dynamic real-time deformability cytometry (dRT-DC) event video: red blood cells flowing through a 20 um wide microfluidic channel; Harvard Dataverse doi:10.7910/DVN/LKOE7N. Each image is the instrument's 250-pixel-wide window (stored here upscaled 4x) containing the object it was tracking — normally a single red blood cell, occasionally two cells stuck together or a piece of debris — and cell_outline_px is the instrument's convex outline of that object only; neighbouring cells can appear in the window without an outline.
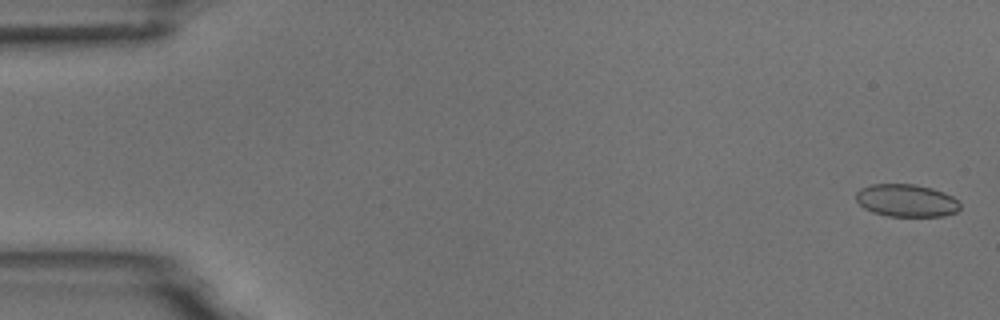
{"species": "common noctule bat (a hibernating species)", "species_latin": "Nyctalus noctula", "temperature_condition": "room temperature", "stored_images_in_passage": 55, "camera_frame_rate_fps": 3000, "um_per_image_px": 0.085, "animal": {"sex": "male", "body_mass_g": 18.8}, "frame": {"image": 1, "passage_image": 2, "time_ms": 0.333, "image_size_px": [1000, 320], "cell_outline_px": [[960, 208], [956, 212], [944, 216], [888, 216], [872, 212], [864, 208], [856, 200], [856, 192], [860, 188], [872, 184], [912, 184], [932, 188], [944, 192], [952, 196], [960, 204]], "centroid_in_image_um": [77.03, 17.04], "position_along_channel_um": 8.0, "area_um2": 19.77}}
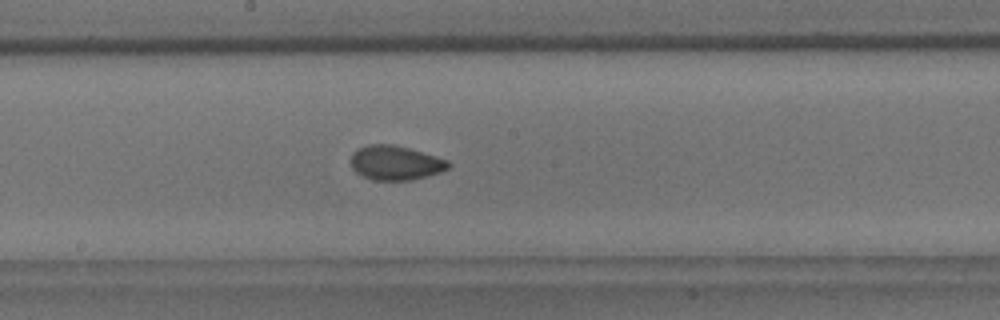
{"frame": {"image": 2, "passage_image": 30, "time_ms": 9.667, "image_size_px": [1000, 320], "cell_outline_px": [[452, 164], [448, 168], [440, 172], [428, 176], [412, 180], [372, 180], [356, 172], [352, 168], [352, 152], [368, 144], [396, 144], [436, 156], [448, 160]], "centroid_in_image_um": [33.64, 13.84], "position_along_channel_um": 214.6, "area_um2": 19.59}}
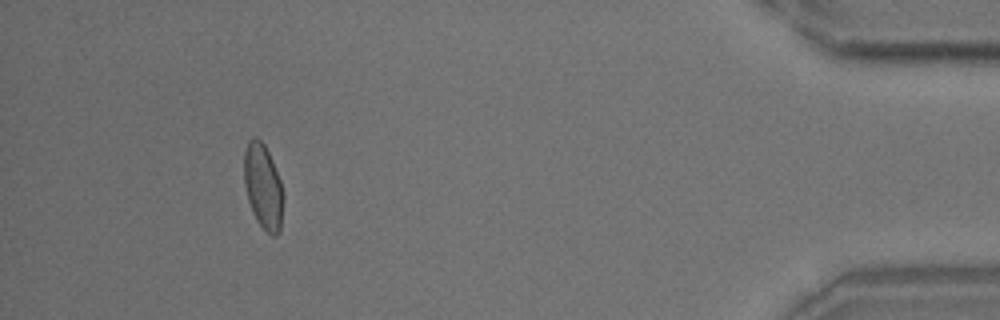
{"frame": {"image": 3, "passage_image": 51, "time_ms": 16.667, "image_size_px": [1000, 320], "cell_outline_px": [[284, 196], [280, 228], [276, 236], [272, 236], [256, 220], [252, 212], [248, 200], [244, 184], [244, 152], [248, 140], [252, 136], [256, 136], [264, 144], [272, 160], [280, 180], [284, 192]], "centroid_in_image_um": [22.36, 15.83], "position_along_channel_um": 412.8, "area_um2": 19.54}, "authors_computed_cell_mechanics": {"area_um2": 19.5364, "velocity_mm_per_s": 3.7152, "shape_relaxation_time_tau1_ms": null, "shape_relaxation_time_tau2_ms": 1.2989, "deformation_change_tau1": null, "deformation_change_tau2": 0.0431}}